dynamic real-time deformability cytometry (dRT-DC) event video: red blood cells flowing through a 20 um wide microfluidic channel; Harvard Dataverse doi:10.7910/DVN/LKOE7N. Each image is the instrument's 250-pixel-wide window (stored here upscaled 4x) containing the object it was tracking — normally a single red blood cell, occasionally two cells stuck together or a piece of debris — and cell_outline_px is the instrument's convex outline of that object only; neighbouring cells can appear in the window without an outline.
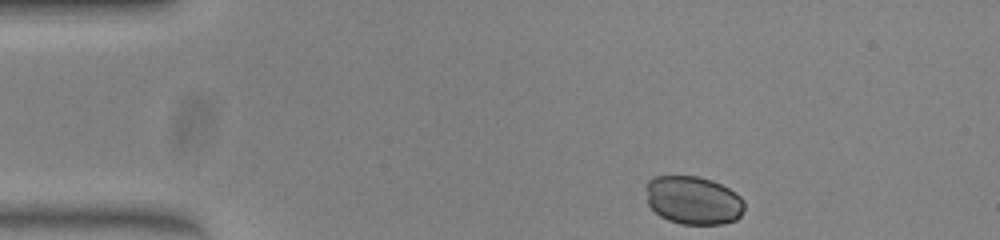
{"species": "common noctule bat (a hibernating species)", "species_latin": "Nyctalus noctula", "temperature_condition": "warm", "stored_images_in_passage": 36, "camera_frame_rate_fps": 3000, "um_per_image_px": 0.085, "animal": {"sex": "female", "body_mass_g": 23.0, "forearm_length_mm": 53.4}, "frame": {"image": 1, "passage_image": 1, "time_ms": 0.0, "image_size_px": [1000, 240], "cell_outline_px": [[744, 208], [740, 216], [736, 220], [724, 224], [680, 224], [668, 220], [660, 216], [648, 204], [648, 180], [656, 176], [696, 176], [712, 180], [736, 192], [744, 200]], "centroid_in_image_um": [58.97, 17.03], "position_along_channel_um": 26.0, "area_um2": 27.63}}
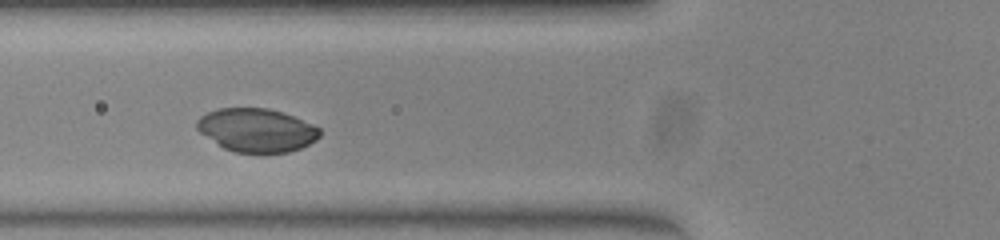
{"frame": {"image": 2, "passage_image": 12, "time_ms": 3.667, "image_size_px": [1000, 240], "cell_outline_px": [[320, 136], [316, 140], [300, 148], [288, 152], [236, 152], [224, 148], [200, 132], [196, 128], [196, 120], [200, 116], [208, 112], [220, 108], [268, 108], [292, 116], [312, 124], [320, 128]], "centroid_in_image_um": [21.8, 11.05], "position_along_channel_um": 104.0, "area_um2": 30.75}}
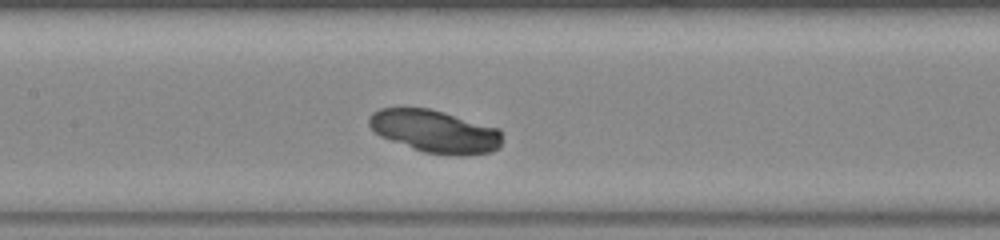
{"frame": {"image": 3, "passage_image": 17, "time_ms": 5.333, "image_size_px": [1000, 240], "cell_outline_px": [[500, 148], [492, 152], [464, 156], [460, 156], [424, 152], [412, 148], [380, 136], [368, 124], [368, 116], [372, 112], [380, 108], [428, 108], [444, 112], [500, 128]], "centroid_in_image_um": [36.98, 11.16], "position_along_channel_um": 170.4, "area_um2": 33.12}}